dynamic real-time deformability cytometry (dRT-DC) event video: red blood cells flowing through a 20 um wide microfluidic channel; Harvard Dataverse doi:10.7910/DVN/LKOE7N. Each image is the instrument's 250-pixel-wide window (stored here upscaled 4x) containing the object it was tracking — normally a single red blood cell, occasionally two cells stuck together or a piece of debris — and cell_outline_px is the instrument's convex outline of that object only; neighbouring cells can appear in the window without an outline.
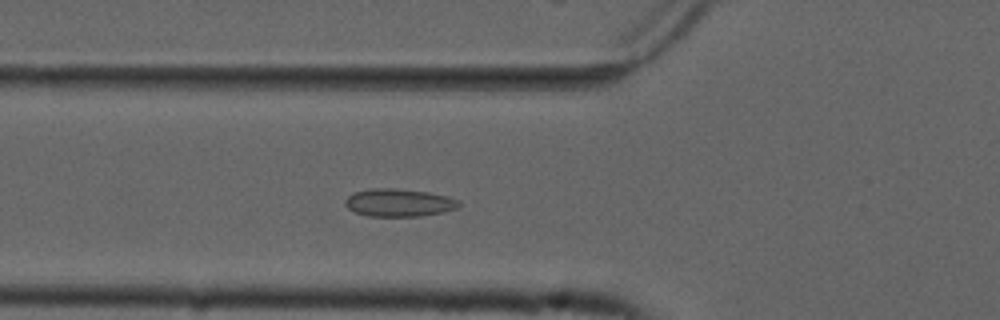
{"species": "common noctule bat (a hibernating species)", "species_latin": "Nyctalus noctula", "temperature_condition": "cold", "stored_images_in_passage": 53, "camera_frame_rate_fps": 3000, "um_per_image_px": 0.085, "animal": {"sex": "male", "forearm_length_mm": 52.5}, "frame": {"image": 1, "passage_image": 18, "time_ms": 5.667, "image_size_px": [1000, 320], "cell_outline_px": [[460, 204], [456, 208], [444, 212], [420, 216], [368, 216], [356, 212], [348, 208], [344, 204], [344, 200], [348, 196], [356, 192], [372, 188], [396, 188], [428, 192], [460, 200]], "centroid_in_image_um": [33.9, 17.22], "position_along_channel_um": 91.9, "area_um2": 18.32}}
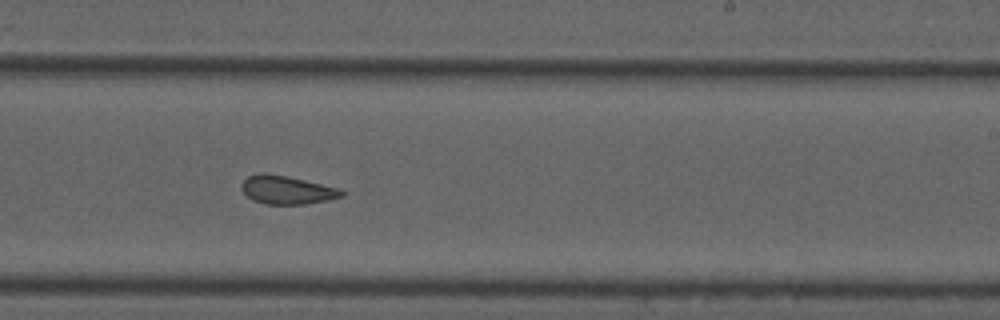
{"frame": {"image": 2, "passage_image": 32, "time_ms": 10.333, "image_size_px": [1000, 320], "cell_outline_px": [[344, 196], [328, 200], [304, 204], [264, 204], [252, 200], [240, 188], [240, 184], [248, 176], [260, 172], [264, 172], [288, 176], [340, 188], [344, 192]], "centroid_in_image_um": [24.37, 16.13], "position_along_channel_um": 264.6, "area_um2": 16.7}}
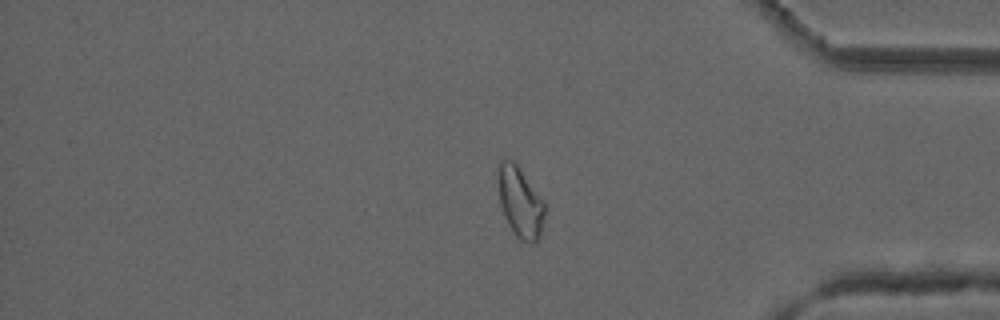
{"frame": {"image": 3, "passage_image": 44, "time_ms": 14.333, "image_size_px": [1000, 320], "cell_outline_px": [[548, 208], [540, 240], [536, 244], [528, 244], [520, 240], [516, 236], [508, 224], [504, 216], [500, 204], [500, 160], [512, 160], [516, 164], [544, 200]], "centroid_in_image_um": [44.32, 17.32], "position_along_channel_um": 390.9, "area_um2": 19.36}, "authors_computed_cell_mechanics": {"area_um2": 18.496, "velocity_mm_per_s": 3.7078, "shape_relaxation_time_tau1_ms": null, "shape_relaxation_time_tau2_ms": 2.0129, "deformation_change_tau1": null, "deformation_change_tau2": 0.0813}}